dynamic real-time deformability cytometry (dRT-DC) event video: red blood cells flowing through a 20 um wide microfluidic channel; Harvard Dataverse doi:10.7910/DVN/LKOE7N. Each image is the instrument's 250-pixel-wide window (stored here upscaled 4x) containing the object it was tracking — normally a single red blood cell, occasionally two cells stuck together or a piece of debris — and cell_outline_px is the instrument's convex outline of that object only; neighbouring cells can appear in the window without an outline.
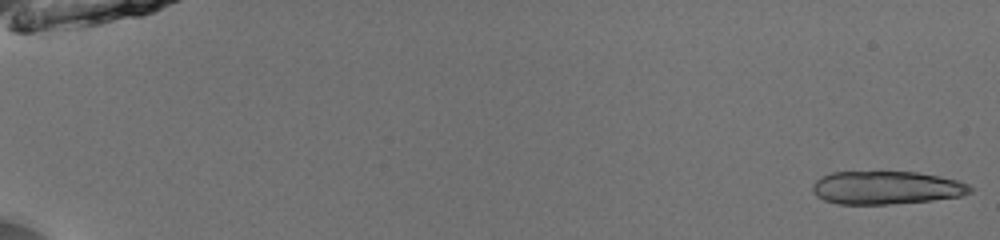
{"species": "common noctule bat (a hibernating species)", "species_latin": "Nyctalus noctula", "temperature_condition": "room temperature", "stored_images_in_passage": 53, "camera_frame_rate_fps": 3000, "um_per_image_px": 0.085, "animal": {"sex": "male", "body_mass_g": 13.0, "forearm_length_mm": 53.1}, "frame": {"image": 1, "passage_image": 1, "time_ms": 0.0, "image_size_px": [1000, 240], "cell_outline_px": [[976, 188], [972, 192], [960, 196], [932, 200], [888, 204], [840, 204], [824, 200], [816, 196], [812, 192], [812, 184], [816, 180], [832, 172], [916, 172], [940, 176], [960, 180]], "centroid_in_image_um": [75.38, 15.95], "position_along_channel_um": 9.6, "area_um2": 30.58}}
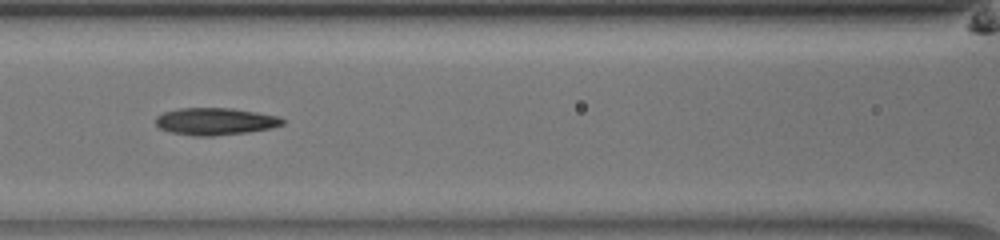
{"frame": {"image": 2, "passage_image": 26, "time_ms": 8.333, "image_size_px": [1000, 240], "cell_outline_px": [[284, 124], [272, 128], [248, 132], [212, 136], [192, 136], [172, 132], [160, 128], [156, 124], [156, 116], [164, 112], [180, 108], [232, 108], [280, 116], [284, 120]], "centroid_in_image_um": [18.32, 10.32], "position_along_channel_um": 148.3, "area_um2": 20.11}}
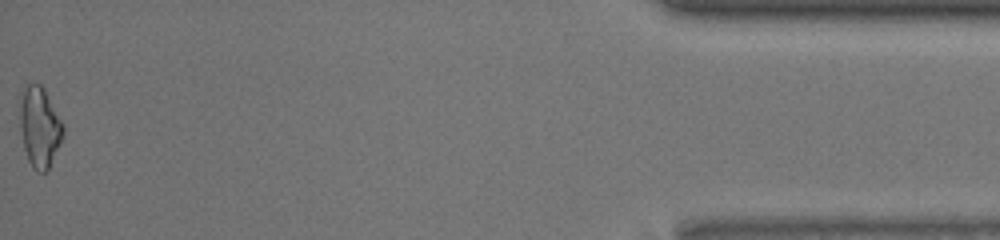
{"frame": {"image": 3, "passage_image": 53, "time_ms": 17.333, "image_size_px": [1000, 240], "cell_outline_px": [[64, 136], [48, 168], [44, 172], [36, 172], [32, 168], [28, 160], [24, 148], [20, 128], [20, 92], [28, 84], [40, 84], [44, 88], [64, 124]], "centroid_in_image_um": [3.37, 10.79], "position_along_channel_um": 431.8, "area_um2": 20.35}, "authors_computed_cell_mechanics": {"area_um2": 20.1144, "velocity_mm_per_s": 3.9723, "shape_relaxation_time_tau1_ms": null, "shape_relaxation_time_tau2_ms": 3.2137, "deformation_change_tau1": null, "deformation_change_tau2": 0.1296}}